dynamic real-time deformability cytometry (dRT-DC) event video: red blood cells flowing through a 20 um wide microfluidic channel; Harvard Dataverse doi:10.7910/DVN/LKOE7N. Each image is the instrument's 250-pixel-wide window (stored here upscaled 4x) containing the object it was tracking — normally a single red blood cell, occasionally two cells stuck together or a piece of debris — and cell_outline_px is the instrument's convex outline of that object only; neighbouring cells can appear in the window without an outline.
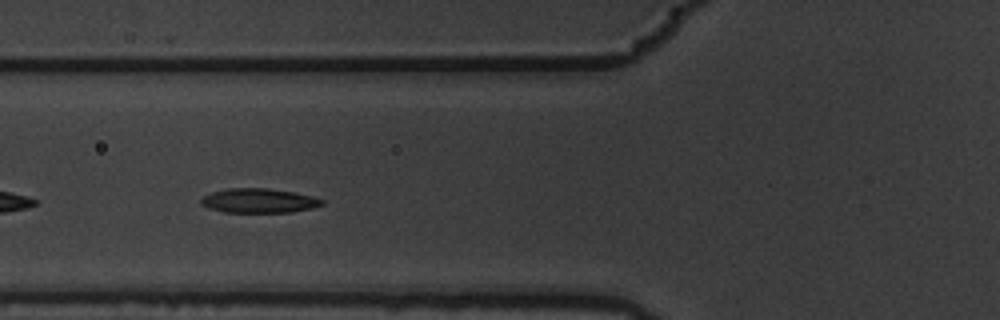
{"species": "common noctule bat (a hibernating species)", "species_latin": "Nyctalus noctula", "temperature_condition": "warm", "stored_images_in_passage": 7, "camera_frame_rate_fps": 3000, "um_per_image_px": 0.085, "animal": {"sex": "male", "body_mass_g": 19.5, "forearm_length_mm": 54.6}, "frame": {"image": 1, "passage_image": 5, "time_ms": 1.333, "image_size_px": [1000, 320], "cell_outline_px": [[324, 204], [312, 208], [292, 212], [224, 212], [208, 208], [200, 204], [200, 200], [204, 196], [212, 192], [228, 188], [268, 188], [296, 192], [312, 196], [324, 200]], "centroid_in_image_um": [22.01, 17.05], "position_along_channel_um": 103.8, "area_um2": 17.28}}
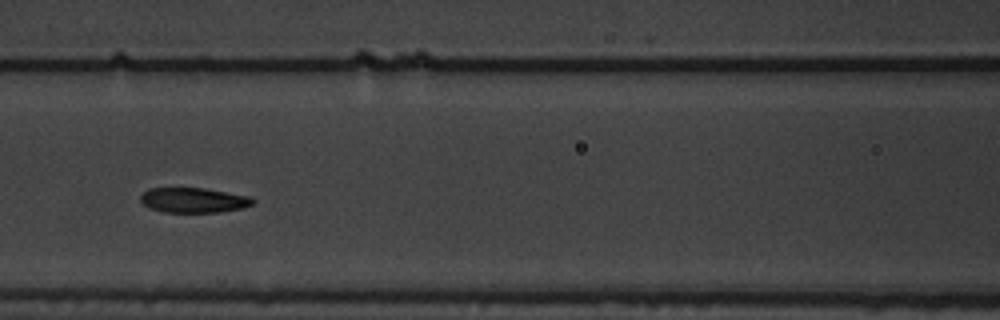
{"frame": {"image": 2, "passage_image": 6, "time_ms": 1.667, "image_size_px": [1000, 320], "cell_outline_px": [[256, 200], [252, 204], [244, 208], [220, 212], [164, 212], [148, 208], [140, 200], [140, 196], [148, 188], [204, 188], [248, 196]], "centroid_in_image_um": [16.44, 17.02], "position_along_channel_um": 150.2, "area_um2": 16.36}}
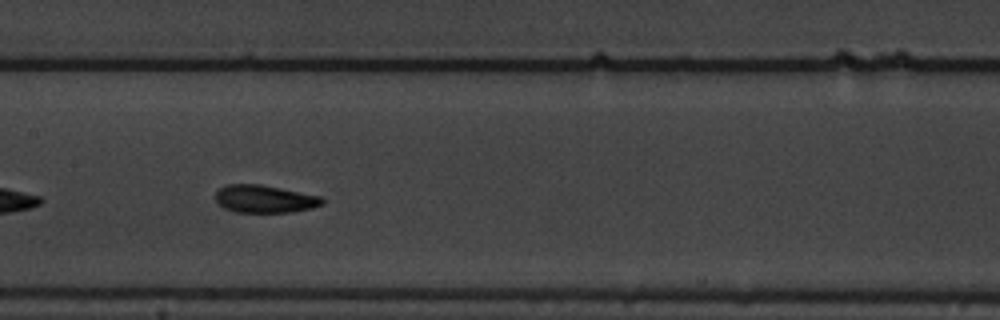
{"frame": {"image": 3, "passage_image": 7, "time_ms": 2.0, "image_size_px": [1000, 320], "cell_outline_px": [[324, 204], [312, 208], [292, 212], [236, 212], [224, 208], [216, 200], [216, 192], [220, 188], [228, 184], [260, 184], [324, 196]], "centroid_in_image_um": [22.55, 16.9], "position_along_channel_um": 184.8, "area_um2": 17.34}}